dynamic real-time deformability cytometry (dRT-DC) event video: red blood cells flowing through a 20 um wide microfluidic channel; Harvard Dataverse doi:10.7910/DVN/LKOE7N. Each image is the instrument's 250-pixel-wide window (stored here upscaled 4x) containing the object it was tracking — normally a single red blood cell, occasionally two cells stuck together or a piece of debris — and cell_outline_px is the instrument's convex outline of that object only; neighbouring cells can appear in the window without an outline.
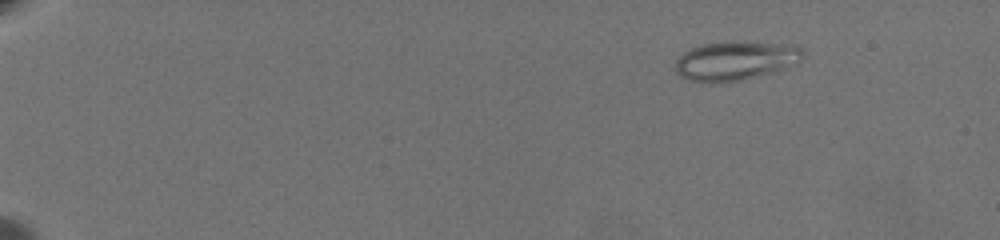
{"species": "common noctule bat (a hibernating species)", "species_latin": "Nyctalus noctula", "temperature_condition": "warm", "stored_images_in_passage": 60, "camera_frame_rate_fps": 3000, "um_per_image_px": 0.085, "animal": {"sex": "female", "body_mass_g": 19.5, "forearm_length_mm": 54.1}, "frame": {"image": 1, "passage_image": 4, "time_ms": 1.0, "image_size_px": [1000, 240], "cell_outline_px": [[804, 56], [796, 64], [788, 68], [740, 80], [716, 84], [712, 84], [692, 80], [680, 76], [676, 72], [676, 60], [684, 52], [692, 48], [704, 44], [736, 40], [792, 44], [804, 48]], "centroid_in_image_um": [62.57, 5.15], "position_along_channel_um": 22.4, "area_um2": 29.54}}
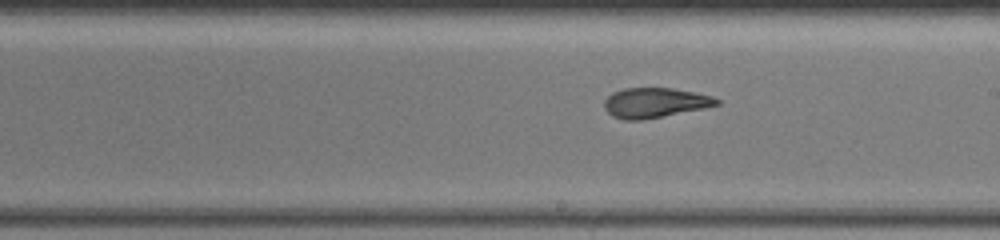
{"frame": {"image": 2, "passage_image": 36, "time_ms": 11.667, "image_size_px": [1000, 240], "cell_outline_px": [[720, 104], [704, 108], [644, 120], [624, 120], [612, 116], [604, 108], [604, 100], [612, 92], [624, 88], [672, 88], [712, 96], [720, 100]], "centroid_in_image_um": [55.64, 8.74], "position_along_channel_um": 233.4, "area_um2": 19.59}}
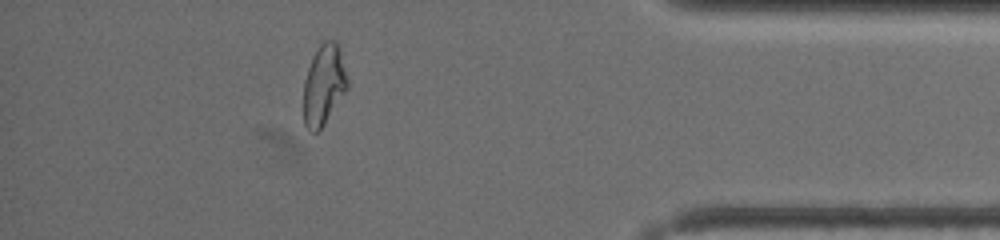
{"frame": {"image": 3, "passage_image": 54, "time_ms": 17.667, "image_size_px": [1000, 240], "cell_outline_px": [[348, 88], [320, 132], [312, 132], [304, 124], [304, 80], [312, 56], [316, 48], [324, 40], [336, 40], [340, 44], [348, 80]], "centroid_in_image_um": [27.54, 7.18], "position_along_channel_um": 407.7, "area_um2": 21.04}, "authors_computed_cell_mechanics": {"area_um2": 21.2415, "velocity_mm_per_s": 3.3884, "shape_relaxation_time_tau1_ms": 9.8875, "shape_relaxation_time_tau2_ms": 1.7998, "deformation_change_tau1": 0.2965, "deformation_change_tau2": 0.097}}